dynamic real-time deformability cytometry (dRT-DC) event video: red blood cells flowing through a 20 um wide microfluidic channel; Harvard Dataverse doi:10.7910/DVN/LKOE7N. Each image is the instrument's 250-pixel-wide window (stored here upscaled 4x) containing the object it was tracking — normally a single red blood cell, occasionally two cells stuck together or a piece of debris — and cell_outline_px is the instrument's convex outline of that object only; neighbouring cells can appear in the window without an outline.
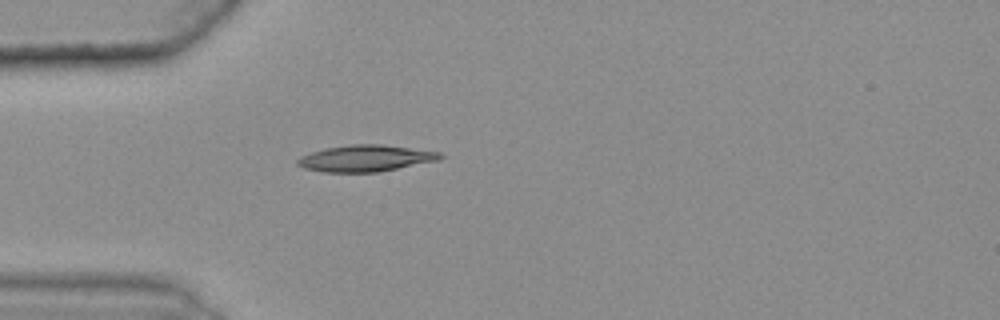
{"species": "common noctule bat (a hibernating species)", "species_latin": "Nyctalus noctula", "temperature_condition": "warm", "stored_images_in_passage": 28, "camera_frame_rate_fps": 3000, "um_per_image_px": 0.085, "animal": {"sex": "female", "body_mass_g": 25.1}, "frame": {"image": 1, "passage_image": 1, "time_ms": 0.0, "image_size_px": [1000, 320], "cell_outline_px": [[444, 156], [440, 160], [376, 172], [324, 172], [304, 168], [296, 164], [296, 160], [300, 156], [324, 148], [352, 144], [380, 144], [444, 152]], "centroid_in_image_um": [31.09, 13.45], "position_along_channel_um": 53.9, "area_um2": 22.08}}
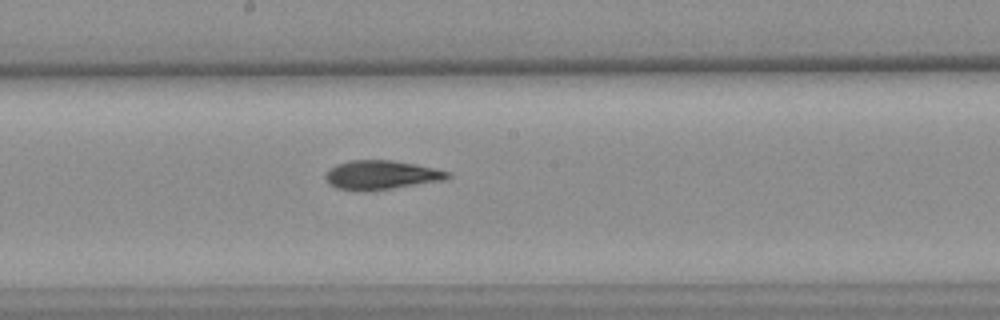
{"frame": {"image": 2, "passage_image": 15, "time_ms": 4.667, "image_size_px": [1000, 320], "cell_outline_px": [[452, 176], [444, 180], [388, 188], [336, 188], [328, 184], [324, 180], [324, 176], [328, 168], [336, 164], [352, 160], [392, 160], [416, 164], [452, 172]], "centroid_in_image_um": [32.41, 14.82], "position_along_channel_um": 215.8, "area_um2": 20.06}}
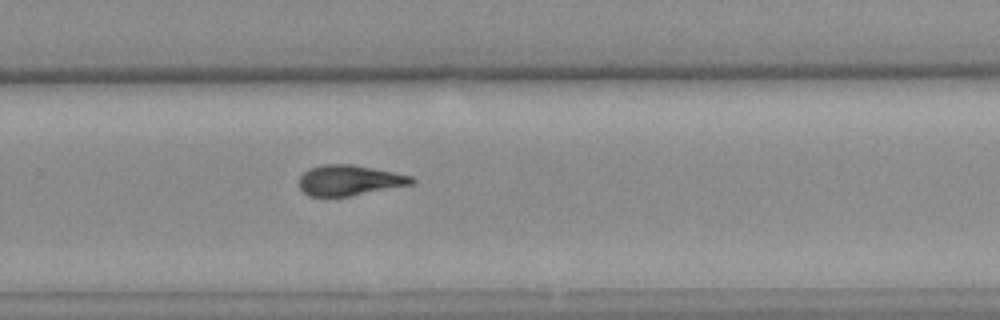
{"frame": {"image": 3, "passage_image": 22, "time_ms": 7.0, "image_size_px": [1000, 320], "cell_outline_px": [[416, 184], [352, 196], [308, 196], [300, 188], [300, 176], [308, 168], [320, 164], [352, 164], [412, 176], [416, 180]], "centroid_in_image_um": [29.73, 15.33], "position_along_channel_um": 300.1, "area_um2": 20.17}, "authors_computed_cell_mechanics": {"area_um2": 20.2589, "velocity_mm_per_s": 3.6252, "shape_relaxation_time_tau1_ms": null, "shape_relaxation_time_tau2_ms": 2.755, "deformation_change_tau1": null, "deformation_change_tau2": 0.0994}}